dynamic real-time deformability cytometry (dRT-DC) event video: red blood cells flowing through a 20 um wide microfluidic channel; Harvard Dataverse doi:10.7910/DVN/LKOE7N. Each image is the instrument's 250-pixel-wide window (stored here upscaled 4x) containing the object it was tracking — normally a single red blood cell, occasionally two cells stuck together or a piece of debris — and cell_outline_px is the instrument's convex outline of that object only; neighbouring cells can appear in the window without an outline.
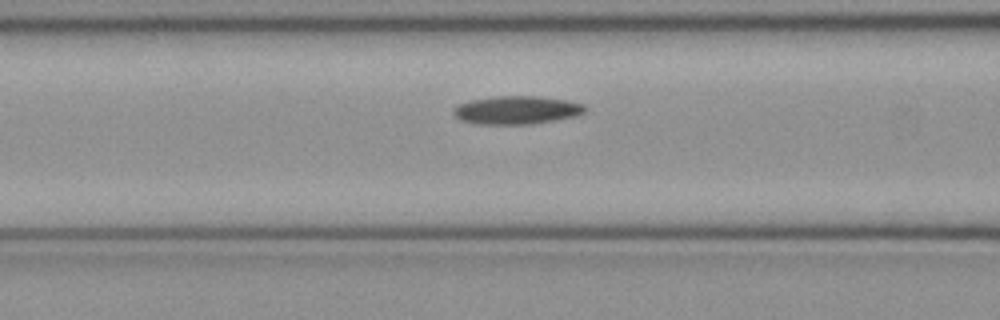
{"species": "common noctule bat (a hibernating species)", "species_latin": "Nyctalus noctula", "temperature_condition": "cold", "stored_images_in_passage": 44, "camera_frame_rate_fps": 3000, "um_per_image_px": 0.085, "animal": {"sex": "female", "body_mass_g": 21.9}, "frame": {"image": 1, "passage_image": 14, "time_ms": 4.333, "image_size_px": [1000, 320], "cell_outline_px": [[584, 112], [576, 116], [528, 124], [480, 124], [460, 120], [452, 112], [452, 108], [468, 100], [496, 96], [536, 96], [564, 100], [584, 104]], "centroid_in_image_um": [43.86, 9.35], "position_along_channel_um": 122.7, "area_um2": 21.39}}
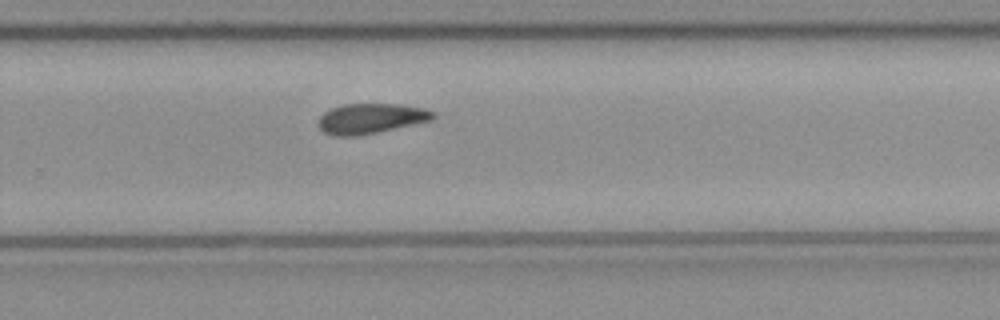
{"frame": {"image": 2, "passage_image": 27, "time_ms": 8.667, "image_size_px": [1000, 320], "cell_outline_px": [[436, 116], [432, 120], [376, 132], [356, 136], [336, 136], [324, 132], [316, 124], [320, 116], [324, 112], [332, 108], [344, 104], [396, 104], [424, 108], [436, 112]], "centroid_in_image_um": [31.5, 10.07], "position_along_channel_um": 298.3, "area_um2": 20.06}}
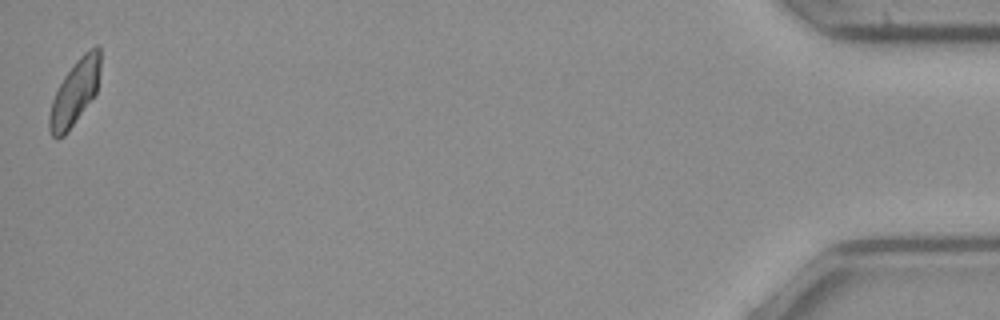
{"frame": {"image": 3, "passage_image": 44, "time_ms": 14.333, "image_size_px": [1000, 320], "cell_outline_px": [[100, 68], [96, 92], [68, 132], [64, 136], [56, 140], [52, 136], [48, 128], [48, 116], [52, 100], [64, 76], [76, 60], [88, 48], [96, 44], [100, 44]], "centroid_in_image_um": [6.35, 7.85], "position_along_channel_um": 428.9, "area_um2": 19.36}}